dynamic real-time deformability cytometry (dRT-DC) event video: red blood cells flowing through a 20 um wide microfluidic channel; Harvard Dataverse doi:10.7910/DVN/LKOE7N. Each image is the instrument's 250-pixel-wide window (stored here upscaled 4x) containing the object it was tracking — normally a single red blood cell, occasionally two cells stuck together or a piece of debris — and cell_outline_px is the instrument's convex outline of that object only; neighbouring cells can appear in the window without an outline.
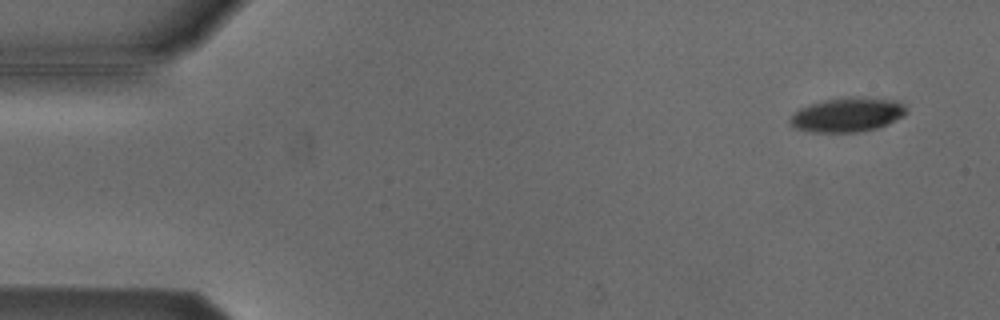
{"species": "Egyptian fruit bat (a non-hibernating species)", "species_latin": "Rousettus aegyptiacus", "temperature_condition": "cold", "stored_images_in_passage": 4, "camera_frame_rate_fps": 3000, "um_per_image_px": 0.085, "animal": {"sex": "male"}, "frame": {"image": 1, "passage_image": 1, "time_ms": 0.0, "image_size_px": [1000, 320], "cell_outline_px": [[908, 112], [904, 116], [876, 128], [856, 132], [812, 132], [796, 128], [788, 120], [792, 112], [808, 104], [824, 100], [852, 96], [860, 96], [896, 100], [904, 104]], "centroid_in_image_um": [72.02, 9.73], "position_along_channel_um": 13.0, "area_um2": 23.41}}